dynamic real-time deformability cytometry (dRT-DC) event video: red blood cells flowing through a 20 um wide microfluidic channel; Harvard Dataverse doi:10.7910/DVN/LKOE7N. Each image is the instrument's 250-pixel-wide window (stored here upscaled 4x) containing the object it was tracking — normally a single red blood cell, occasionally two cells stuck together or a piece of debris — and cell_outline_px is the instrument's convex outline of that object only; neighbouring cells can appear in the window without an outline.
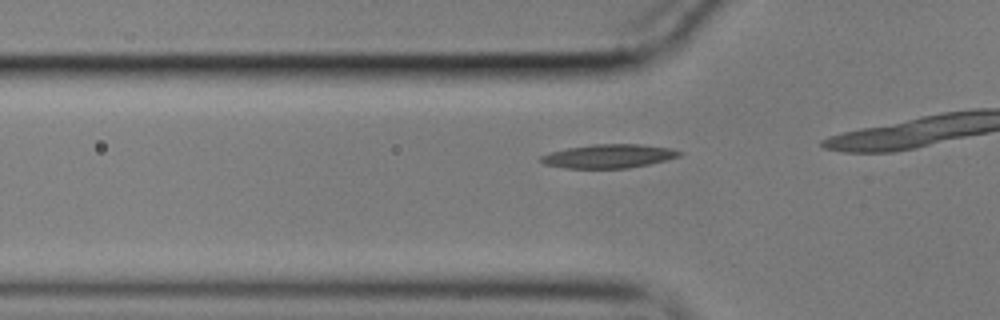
{"species": "common noctule bat (a hibernating species)", "species_latin": "Nyctalus noctula", "temperature_condition": "cold", "stored_images_in_passage": 12, "camera_frame_rate_fps": 3000, "um_per_image_px": 0.085, "animal": {"sex": "male", "body_mass_g": 17.9}, "frame": {"image": 1, "passage_image": 9, "time_ms": 2.667, "image_size_px": [1000, 320], "cell_outline_px": [[684, 152], [680, 156], [648, 164], [628, 168], [564, 168], [544, 164], [540, 160], [540, 156], [552, 152], [568, 148], [592, 144], [640, 144], [668, 148]], "centroid_in_image_um": [51.73, 13.27], "position_along_channel_um": 74.1, "area_um2": 18.96}}